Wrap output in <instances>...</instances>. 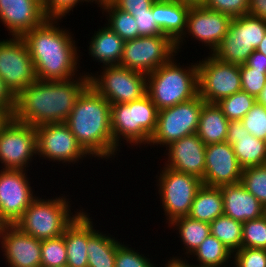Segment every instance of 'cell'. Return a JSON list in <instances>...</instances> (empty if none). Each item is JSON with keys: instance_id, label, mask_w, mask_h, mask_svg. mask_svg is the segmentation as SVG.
Here are the masks:
<instances>
[{"instance_id": "6da1fadb", "label": "cell", "mask_w": 266, "mask_h": 267, "mask_svg": "<svg viewBox=\"0 0 266 267\" xmlns=\"http://www.w3.org/2000/svg\"><path fill=\"white\" fill-rule=\"evenodd\" d=\"M62 19H47L22 36L33 61L38 80H68L86 75L80 72V50L70 29L60 27ZM78 73V74H77Z\"/></svg>"}, {"instance_id": "7a4b0ae2", "label": "cell", "mask_w": 266, "mask_h": 267, "mask_svg": "<svg viewBox=\"0 0 266 267\" xmlns=\"http://www.w3.org/2000/svg\"><path fill=\"white\" fill-rule=\"evenodd\" d=\"M89 85V76L68 80H36L16 96L12 117L37 127L48 123H64L76 99Z\"/></svg>"}, {"instance_id": "3957f363", "label": "cell", "mask_w": 266, "mask_h": 267, "mask_svg": "<svg viewBox=\"0 0 266 267\" xmlns=\"http://www.w3.org/2000/svg\"><path fill=\"white\" fill-rule=\"evenodd\" d=\"M65 123L78 144L95 160H114L121 152L113 142L111 104L91 85L78 96Z\"/></svg>"}, {"instance_id": "277c9868", "label": "cell", "mask_w": 266, "mask_h": 267, "mask_svg": "<svg viewBox=\"0 0 266 267\" xmlns=\"http://www.w3.org/2000/svg\"><path fill=\"white\" fill-rule=\"evenodd\" d=\"M174 56L169 62L147 74L146 94L158 110L172 107L198 95V64L184 67Z\"/></svg>"}, {"instance_id": "5b68a950", "label": "cell", "mask_w": 266, "mask_h": 267, "mask_svg": "<svg viewBox=\"0 0 266 267\" xmlns=\"http://www.w3.org/2000/svg\"><path fill=\"white\" fill-rule=\"evenodd\" d=\"M158 112L156 105L147 94L129 103L111 105L114 145L120 149L123 141L127 147L130 146L129 144L131 147L141 148V145L148 147L157 127Z\"/></svg>"}, {"instance_id": "8992f818", "label": "cell", "mask_w": 266, "mask_h": 267, "mask_svg": "<svg viewBox=\"0 0 266 267\" xmlns=\"http://www.w3.org/2000/svg\"><path fill=\"white\" fill-rule=\"evenodd\" d=\"M60 196L45 199L38 195L14 225L40 241L63 235L66 227L84 208L72 212L71 198Z\"/></svg>"}, {"instance_id": "52a82bcc", "label": "cell", "mask_w": 266, "mask_h": 267, "mask_svg": "<svg viewBox=\"0 0 266 267\" xmlns=\"http://www.w3.org/2000/svg\"><path fill=\"white\" fill-rule=\"evenodd\" d=\"M101 68V72L86 71V75L89 76V85L111 105L129 103L146 95V74L119 65Z\"/></svg>"}, {"instance_id": "ba28073f", "label": "cell", "mask_w": 266, "mask_h": 267, "mask_svg": "<svg viewBox=\"0 0 266 267\" xmlns=\"http://www.w3.org/2000/svg\"><path fill=\"white\" fill-rule=\"evenodd\" d=\"M156 176V186L159 189V201L166 218V223L174 219L188 216L202 180L195 176L179 172L163 166Z\"/></svg>"}, {"instance_id": "9c48e42d", "label": "cell", "mask_w": 266, "mask_h": 267, "mask_svg": "<svg viewBox=\"0 0 266 267\" xmlns=\"http://www.w3.org/2000/svg\"><path fill=\"white\" fill-rule=\"evenodd\" d=\"M204 103L205 101L197 95L189 101L159 110L157 127L148 146L166 148L174 141L196 134Z\"/></svg>"}, {"instance_id": "30bf717a", "label": "cell", "mask_w": 266, "mask_h": 267, "mask_svg": "<svg viewBox=\"0 0 266 267\" xmlns=\"http://www.w3.org/2000/svg\"><path fill=\"white\" fill-rule=\"evenodd\" d=\"M33 157H37L35 127L10 116L0 127V168L27 171Z\"/></svg>"}, {"instance_id": "8fae6325", "label": "cell", "mask_w": 266, "mask_h": 267, "mask_svg": "<svg viewBox=\"0 0 266 267\" xmlns=\"http://www.w3.org/2000/svg\"><path fill=\"white\" fill-rule=\"evenodd\" d=\"M176 43L164 34L124 41L119 66L149 74L177 56Z\"/></svg>"}, {"instance_id": "7c38bea8", "label": "cell", "mask_w": 266, "mask_h": 267, "mask_svg": "<svg viewBox=\"0 0 266 267\" xmlns=\"http://www.w3.org/2000/svg\"><path fill=\"white\" fill-rule=\"evenodd\" d=\"M198 64V95L205 103L220 100L242 90L239 65L226 63L211 53Z\"/></svg>"}, {"instance_id": "4fadbf2b", "label": "cell", "mask_w": 266, "mask_h": 267, "mask_svg": "<svg viewBox=\"0 0 266 267\" xmlns=\"http://www.w3.org/2000/svg\"><path fill=\"white\" fill-rule=\"evenodd\" d=\"M35 129L39 158L47 159L52 163H62L64 166L81 163L88 157L92 159L78 144L65 122L43 124Z\"/></svg>"}, {"instance_id": "5bb4252c", "label": "cell", "mask_w": 266, "mask_h": 267, "mask_svg": "<svg viewBox=\"0 0 266 267\" xmlns=\"http://www.w3.org/2000/svg\"><path fill=\"white\" fill-rule=\"evenodd\" d=\"M0 78L17 96L37 80L33 61L22 37L0 40Z\"/></svg>"}, {"instance_id": "9a60e30c", "label": "cell", "mask_w": 266, "mask_h": 267, "mask_svg": "<svg viewBox=\"0 0 266 267\" xmlns=\"http://www.w3.org/2000/svg\"><path fill=\"white\" fill-rule=\"evenodd\" d=\"M28 171L0 170V224L14 225L37 197Z\"/></svg>"}, {"instance_id": "2e32d148", "label": "cell", "mask_w": 266, "mask_h": 267, "mask_svg": "<svg viewBox=\"0 0 266 267\" xmlns=\"http://www.w3.org/2000/svg\"><path fill=\"white\" fill-rule=\"evenodd\" d=\"M231 20V16L206 9L203 6L190 7L185 33L176 42L177 54L181 52L180 50L186 42L185 38L190 36H192L191 39L198 40L199 44L202 43V46L211 49L209 53L212 54L227 34Z\"/></svg>"}, {"instance_id": "e0dca14e", "label": "cell", "mask_w": 266, "mask_h": 267, "mask_svg": "<svg viewBox=\"0 0 266 267\" xmlns=\"http://www.w3.org/2000/svg\"><path fill=\"white\" fill-rule=\"evenodd\" d=\"M0 245L8 267H41V241L17 226H0Z\"/></svg>"}, {"instance_id": "ac0fdd59", "label": "cell", "mask_w": 266, "mask_h": 267, "mask_svg": "<svg viewBox=\"0 0 266 267\" xmlns=\"http://www.w3.org/2000/svg\"><path fill=\"white\" fill-rule=\"evenodd\" d=\"M240 167L233 146L227 142L206 145L205 173L202 183L211 187L241 182Z\"/></svg>"}, {"instance_id": "d6986e66", "label": "cell", "mask_w": 266, "mask_h": 267, "mask_svg": "<svg viewBox=\"0 0 266 267\" xmlns=\"http://www.w3.org/2000/svg\"><path fill=\"white\" fill-rule=\"evenodd\" d=\"M47 19L41 0H0V22L10 36L22 37Z\"/></svg>"}, {"instance_id": "ffe728a7", "label": "cell", "mask_w": 266, "mask_h": 267, "mask_svg": "<svg viewBox=\"0 0 266 267\" xmlns=\"http://www.w3.org/2000/svg\"><path fill=\"white\" fill-rule=\"evenodd\" d=\"M206 145L197 134L172 142L166 147L164 166L203 180Z\"/></svg>"}, {"instance_id": "44dd1931", "label": "cell", "mask_w": 266, "mask_h": 267, "mask_svg": "<svg viewBox=\"0 0 266 267\" xmlns=\"http://www.w3.org/2000/svg\"><path fill=\"white\" fill-rule=\"evenodd\" d=\"M91 218L90 213L83 209L64 231L69 267H88V239L98 230Z\"/></svg>"}, {"instance_id": "7402d4cb", "label": "cell", "mask_w": 266, "mask_h": 267, "mask_svg": "<svg viewBox=\"0 0 266 267\" xmlns=\"http://www.w3.org/2000/svg\"><path fill=\"white\" fill-rule=\"evenodd\" d=\"M225 142L233 146L237 161L242 169L266 164L264 140L250 134L241 120L229 121Z\"/></svg>"}, {"instance_id": "603a6c76", "label": "cell", "mask_w": 266, "mask_h": 267, "mask_svg": "<svg viewBox=\"0 0 266 267\" xmlns=\"http://www.w3.org/2000/svg\"><path fill=\"white\" fill-rule=\"evenodd\" d=\"M224 215L244 223L262 217L263 205L241 183L220 187Z\"/></svg>"}, {"instance_id": "cb8c5ba5", "label": "cell", "mask_w": 266, "mask_h": 267, "mask_svg": "<svg viewBox=\"0 0 266 267\" xmlns=\"http://www.w3.org/2000/svg\"><path fill=\"white\" fill-rule=\"evenodd\" d=\"M254 51L245 39V15H242L232 18L227 34L212 55L223 62L242 65Z\"/></svg>"}, {"instance_id": "d4e9b609", "label": "cell", "mask_w": 266, "mask_h": 267, "mask_svg": "<svg viewBox=\"0 0 266 267\" xmlns=\"http://www.w3.org/2000/svg\"><path fill=\"white\" fill-rule=\"evenodd\" d=\"M190 6L177 0H156L152 4V15L162 34L175 43L184 35Z\"/></svg>"}, {"instance_id": "484cf974", "label": "cell", "mask_w": 266, "mask_h": 267, "mask_svg": "<svg viewBox=\"0 0 266 267\" xmlns=\"http://www.w3.org/2000/svg\"><path fill=\"white\" fill-rule=\"evenodd\" d=\"M88 54L103 66L119 65L123 55L124 40L108 25H104L91 37Z\"/></svg>"}, {"instance_id": "4316f807", "label": "cell", "mask_w": 266, "mask_h": 267, "mask_svg": "<svg viewBox=\"0 0 266 267\" xmlns=\"http://www.w3.org/2000/svg\"><path fill=\"white\" fill-rule=\"evenodd\" d=\"M228 126L229 120L217 104H203L196 134L205 145L225 142Z\"/></svg>"}, {"instance_id": "83f0119b", "label": "cell", "mask_w": 266, "mask_h": 267, "mask_svg": "<svg viewBox=\"0 0 266 267\" xmlns=\"http://www.w3.org/2000/svg\"><path fill=\"white\" fill-rule=\"evenodd\" d=\"M222 215H224V208L220 187H211L203 184L195 195L188 216L210 224Z\"/></svg>"}, {"instance_id": "f1b7e54d", "label": "cell", "mask_w": 266, "mask_h": 267, "mask_svg": "<svg viewBox=\"0 0 266 267\" xmlns=\"http://www.w3.org/2000/svg\"><path fill=\"white\" fill-rule=\"evenodd\" d=\"M97 230L87 243L88 267H115L116 251L120 239Z\"/></svg>"}, {"instance_id": "f546056e", "label": "cell", "mask_w": 266, "mask_h": 267, "mask_svg": "<svg viewBox=\"0 0 266 267\" xmlns=\"http://www.w3.org/2000/svg\"><path fill=\"white\" fill-rule=\"evenodd\" d=\"M168 227L171 229L173 228V231L174 229L178 231L176 232L179 234L178 238H180L182 246L184 245L182 247L184 250L183 252L186 251L182 254H185L187 259L190 258V255L210 234L209 223L192 219L189 216L174 219L168 224Z\"/></svg>"}, {"instance_id": "4dcf8cb0", "label": "cell", "mask_w": 266, "mask_h": 267, "mask_svg": "<svg viewBox=\"0 0 266 267\" xmlns=\"http://www.w3.org/2000/svg\"><path fill=\"white\" fill-rule=\"evenodd\" d=\"M232 252L211 233L190 255L198 264L194 267H226L232 262Z\"/></svg>"}, {"instance_id": "1f68e13d", "label": "cell", "mask_w": 266, "mask_h": 267, "mask_svg": "<svg viewBox=\"0 0 266 267\" xmlns=\"http://www.w3.org/2000/svg\"><path fill=\"white\" fill-rule=\"evenodd\" d=\"M243 223L222 215L210 223V233L232 253L241 248Z\"/></svg>"}, {"instance_id": "d6a6232c", "label": "cell", "mask_w": 266, "mask_h": 267, "mask_svg": "<svg viewBox=\"0 0 266 267\" xmlns=\"http://www.w3.org/2000/svg\"><path fill=\"white\" fill-rule=\"evenodd\" d=\"M101 11L107 17L106 25L124 41L140 37L138 25L133 15L118 9L113 3L103 6Z\"/></svg>"}, {"instance_id": "836d02e7", "label": "cell", "mask_w": 266, "mask_h": 267, "mask_svg": "<svg viewBox=\"0 0 266 267\" xmlns=\"http://www.w3.org/2000/svg\"><path fill=\"white\" fill-rule=\"evenodd\" d=\"M255 103L256 98L254 96L241 90L216 104L229 121H238L242 120Z\"/></svg>"}, {"instance_id": "e575fe53", "label": "cell", "mask_w": 266, "mask_h": 267, "mask_svg": "<svg viewBox=\"0 0 266 267\" xmlns=\"http://www.w3.org/2000/svg\"><path fill=\"white\" fill-rule=\"evenodd\" d=\"M240 183L263 206L266 204V164L242 169Z\"/></svg>"}, {"instance_id": "d590c367", "label": "cell", "mask_w": 266, "mask_h": 267, "mask_svg": "<svg viewBox=\"0 0 266 267\" xmlns=\"http://www.w3.org/2000/svg\"><path fill=\"white\" fill-rule=\"evenodd\" d=\"M67 265L64 234L41 241V267H60Z\"/></svg>"}, {"instance_id": "8d00e7d4", "label": "cell", "mask_w": 266, "mask_h": 267, "mask_svg": "<svg viewBox=\"0 0 266 267\" xmlns=\"http://www.w3.org/2000/svg\"><path fill=\"white\" fill-rule=\"evenodd\" d=\"M241 247L266 249V219L263 216L243 223Z\"/></svg>"}, {"instance_id": "74e56055", "label": "cell", "mask_w": 266, "mask_h": 267, "mask_svg": "<svg viewBox=\"0 0 266 267\" xmlns=\"http://www.w3.org/2000/svg\"><path fill=\"white\" fill-rule=\"evenodd\" d=\"M138 251L122 243L116 251L115 267H157L158 264H154L145 253Z\"/></svg>"}, {"instance_id": "f35d334b", "label": "cell", "mask_w": 266, "mask_h": 267, "mask_svg": "<svg viewBox=\"0 0 266 267\" xmlns=\"http://www.w3.org/2000/svg\"><path fill=\"white\" fill-rule=\"evenodd\" d=\"M245 129L254 137L263 140L266 136V108L257 102L241 120Z\"/></svg>"}, {"instance_id": "ab89813d", "label": "cell", "mask_w": 266, "mask_h": 267, "mask_svg": "<svg viewBox=\"0 0 266 267\" xmlns=\"http://www.w3.org/2000/svg\"><path fill=\"white\" fill-rule=\"evenodd\" d=\"M242 91L249 95L257 96L266 85V71L252 69L246 64L239 65Z\"/></svg>"}, {"instance_id": "60d3db41", "label": "cell", "mask_w": 266, "mask_h": 267, "mask_svg": "<svg viewBox=\"0 0 266 267\" xmlns=\"http://www.w3.org/2000/svg\"><path fill=\"white\" fill-rule=\"evenodd\" d=\"M233 267H266V249L241 247L232 254Z\"/></svg>"}, {"instance_id": "b9f144b4", "label": "cell", "mask_w": 266, "mask_h": 267, "mask_svg": "<svg viewBox=\"0 0 266 267\" xmlns=\"http://www.w3.org/2000/svg\"><path fill=\"white\" fill-rule=\"evenodd\" d=\"M203 7L233 18L248 14L249 0H206Z\"/></svg>"}, {"instance_id": "7bdbcfd3", "label": "cell", "mask_w": 266, "mask_h": 267, "mask_svg": "<svg viewBox=\"0 0 266 267\" xmlns=\"http://www.w3.org/2000/svg\"><path fill=\"white\" fill-rule=\"evenodd\" d=\"M84 0H43V11L48 19H63L73 12V8L81 3L83 5ZM70 13V14H69Z\"/></svg>"}, {"instance_id": "ee69618b", "label": "cell", "mask_w": 266, "mask_h": 267, "mask_svg": "<svg viewBox=\"0 0 266 267\" xmlns=\"http://www.w3.org/2000/svg\"><path fill=\"white\" fill-rule=\"evenodd\" d=\"M266 35V21L252 16L245 15V39L256 50L261 40Z\"/></svg>"}, {"instance_id": "f6af8a7d", "label": "cell", "mask_w": 266, "mask_h": 267, "mask_svg": "<svg viewBox=\"0 0 266 267\" xmlns=\"http://www.w3.org/2000/svg\"><path fill=\"white\" fill-rule=\"evenodd\" d=\"M134 18L138 25L140 36L162 35L160 28L155 22V17L152 15V6L145 12L135 13Z\"/></svg>"}, {"instance_id": "bcb514c9", "label": "cell", "mask_w": 266, "mask_h": 267, "mask_svg": "<svg viewBox=\"0 0 266 267\" xmlns=\"http://www.w3.org/2000/svg\"><path fill=\"white\" fill-rule=\"evenodd\" d=\"M156 0H113V4L120 10L135 16V13L145 12L151 8Z\"/></svg>"}, {"instance_id": "7dc6e473", "label": "cell", "mask_w": 266, "mask_h": 267, "mask_svg": "<svg viewBox=\"0 0 266 267\" xmlns=\"http://www.w3.org/2000/svg\"><path fill=\"white\" fill-rule=\"evenodd\" d=\"M16 104V96L9 90L5 82L0 78V108L9 116H12Z\"/></svg>"}, {"instance_id": "c3c4849f", "label": "cell", "mask_w": 266, "mask_h": 267, "mask_svg": "<svg viewBox=\"0 0 266 267\" xmlns=\"http://www.w3.org/2000/svg\"><path fill=\"white\" fill-rule=\"evenodd\" d=\"M248 14L266 21V0H249Z\"/></svg>"}, {"instance_id": "681fc988", "label": "cell", "mask_w": 266, "mask_h": 267, "mask_svg": "<svg viewBox=\"0 0 266 267\" xmlns=\"http://www.w3.org/2000/svg\"><path fill=\"white\" fill-rule=\"evenodd\" d=\"M245 64L252 69H258V70H265L266 71V56L255 50L248 57Z\"/></svg>"}, {"instance_id": "f907efd6", "label": "cell", "mask_w": 266, "mask_h": 267, "mask_svg": "<svg viewBox=\"0 0 266 267\" xmlns=\"http://www.w3.org/2000/svg\"><path fill=\"white\" fill-rule=\"evenodd\" d=\"M183 255L181 256H172L169 258V260L167 259V263L164 265V267H194L191 263H188V260L186 259V257L181 258Z\"/></svg>"}, {"instance_id": "816d5d0a", "label": "cell", "mask_w": 266, "mask_h": 267, "mask_svg": "<svg viewBox=\"0 0 266 267\" xmlns=\"http://www.w3.org/2000/svg\"><path fill=\"white\" fill-rule=\"evenodd\" d=\"M182 4L188 5L190 7L203 6L206 0H177Z\"/></svg>"}, {"instance_id": "f5cc1de1", "label": "cell", "mask_w": 266, "mask_h": 267, "mask_svg": "<svg viewBox=\"0 0 266 267\" xmlns=\"http://www.w3.org/2000/svg\"><path fill=\"white\" fill-rule=\"evenodd\" d=\"M256 102L266 108V85L257 96Z\"/></svg>"}, {"instance_id": "db71d44e", "label": "cell", "mask_w": 266, "mask_h": 267, "mask_svg": "<svg viewBox=\"0 0 266 267\" xmlns=\"http://www.w3.org/2000/svg\"><path fill=\"white\" fill-rule=\"evenodd\" d=\"M85 1V3L87 2H89L90 4L92 3H94V4H98L97 5V7H100V9L103 7V6H106V5H108L109 4V0H84Z\"/></svg>"}, {"instance_id": "11a10c76", "label": "cell", "mask_w": 266, "mask_h": 267, "mask_svg": "<svg viewBox=\"0 0 266 267\" xmlns=\"http://www.w3.org/2000/svg\"><path fill=\"white\" fill-rule=\"evenodd\" d=\"M256 51L264 54L266 56V35L261 40L259 46L257 47Z\"/></svg>"}, {"instance_id": "9f6ffc18", "label": "cell", "mask_w": 266, "mask_h": 267, "mask_svg": "<svg viewBox=\"0 0 266 267\" xmlns=\"http://www.w3.org/2000/svg\"><path fill=\"white\" fill-rule=\"evenodd\" d=\"M10 116L0 108V127Z\"/></svg>"}, {"instance_id": "6f0895ef", "label": "cell", "mask_w": 266, "mask_h": 267, "mask_svg": "<svg viewBox=\"0 0 266 267\" xmlns=\"http://www.w3.org/2000/svg\"><path fill=\"white\" fill-rule=\"evenodd\" d=\"M262 216L266 219V204L263 206Z\"/></svg>"}, {"instance_id": "680465c9", "label": "cell", "mask_w": 266, "mask_h": 267, "mask_svg": "<svg viewBox=\"0 0 266 267\" xmlns=\"http://www.w3.org/2000/svg\"><path fill=\"white\" fill-rule=\"evenodd\" d=\"M263 140H264V144H265V148H266V136H265V138Z\"/></svg>"}]
</instances>
